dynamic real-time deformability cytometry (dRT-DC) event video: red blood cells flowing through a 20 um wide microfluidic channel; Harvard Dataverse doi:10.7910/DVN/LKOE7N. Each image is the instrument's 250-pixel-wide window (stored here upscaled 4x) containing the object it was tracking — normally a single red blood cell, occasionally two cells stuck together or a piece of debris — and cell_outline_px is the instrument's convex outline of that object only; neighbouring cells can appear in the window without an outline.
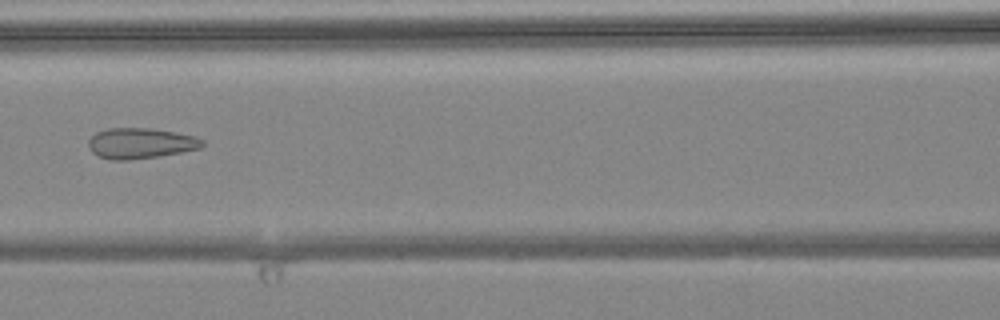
{"species": "common noctule bat (a hibernating species)", "species_latin": "Nyctalus noctula", "temperature_condition": "warm", "stored_images_in_passage": 8, "camera_frame_rate_fps": 3000, "um_per_image_px": 0.085, "animal": {"sex": "female", "body_mass_g": 24.6, "forearm_length_mm": 56.2}, "frame": {"image": 1, "passage_image": 6, "time_ms": 1.667, "image_size_px": [1000, 320], "cell_outline_px": [[204, 144], [200, 148], [160, 156], [128, 160], [112, 160], [96, 156], [88, 148], [88, 140], [96, 132], [108, 128], [152, 128], [176, 132], [196, 136], [204, 140]], "centroid_in_image_um": [11.93, 12.18], "position_along_channel_um": 154.7, "area_um2": 20.52}}
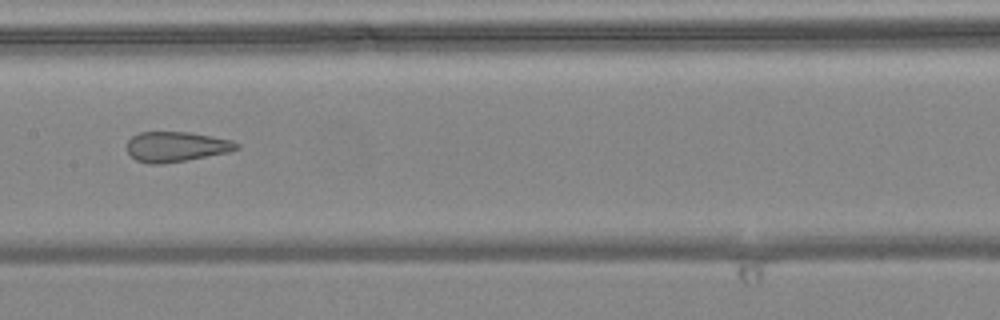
{"frame": {"image": 2, "passage_image": 7, "time_ms": 2.0, "image_size_px": [1000, 320], "cell_outline_px": [[240, 148], [228, 152], [188, 160], [160, 164], [148, 164], [136, 160], [128, 152], [128, 140], [132, 136], [140, 132], [188, 132], [212, 136], [232, 140], [240, 144]], "centroid_in_image_um": [15.0, 12.47], "position_along_channel_um": 192.4, "area_um2": 19.25}}
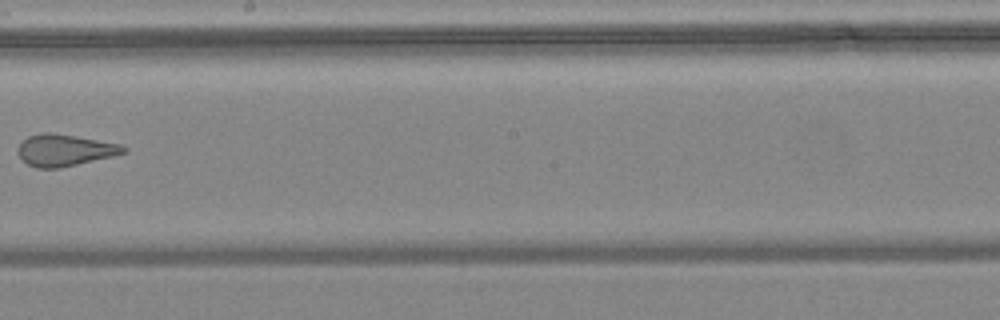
{"frame": {"image": 3, "passage_image": 8, "time_ms": 2.333, "image_size_px": [1000, 320], "cell_outline_px": [[128, 152], [112, 156], [60, 168], [36, 168], [28, 164], [16, 152], [16, 148], [28, 136], [40, 132], [52, 132], [120, 144], [128, 148]], "centroid_in_image_um": [5.48, 12.76], "position_along_channel_um": 242.7, "area_um2": 19.48}}